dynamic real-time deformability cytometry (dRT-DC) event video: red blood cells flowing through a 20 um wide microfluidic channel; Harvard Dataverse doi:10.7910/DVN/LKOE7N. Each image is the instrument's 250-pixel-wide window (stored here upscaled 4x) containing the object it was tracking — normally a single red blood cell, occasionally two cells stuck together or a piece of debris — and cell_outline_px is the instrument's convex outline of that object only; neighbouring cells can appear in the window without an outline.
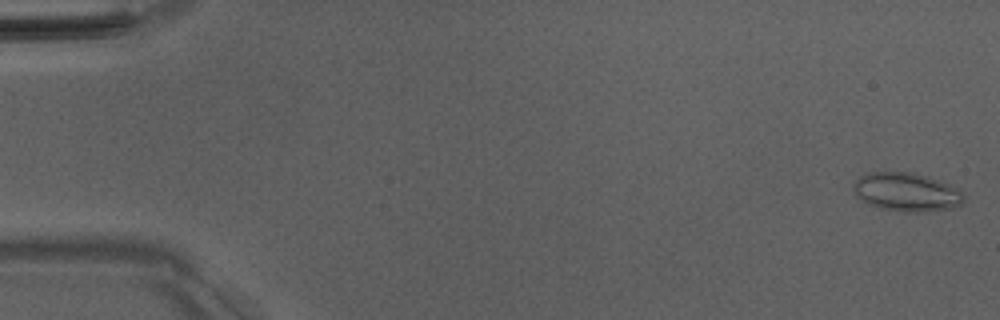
{"species": "Egyptian fruit bat (a non-hibernating species)", "species_latin": "Rousettus aegyptiacus", "temperature_condition": "room temperature", "stored_images_in_passage": 8, "camera_frame_rate_fps": 3000, "um_per_image_px": 0.085, "animal": {"sex": "male"}, "frame": {"image": 1, "passage_image": 1, "time_ms": 0.0, "image_size_px": [1000, 320], "cell_outline_px": [[964, 200], [960, 204], [952, 208], [928, 212], [904, 212], [880, 208], [868, 204], [852, 188], [852, 184], [860, 176], [868, 172], [912, 172], [928, 176], [940, 180], [960, 188], [964, 196]], "centroid_in_image_um": [77.1, 16.32], "position_along_channel_um": 7.9, "area_um2": 25.03}}